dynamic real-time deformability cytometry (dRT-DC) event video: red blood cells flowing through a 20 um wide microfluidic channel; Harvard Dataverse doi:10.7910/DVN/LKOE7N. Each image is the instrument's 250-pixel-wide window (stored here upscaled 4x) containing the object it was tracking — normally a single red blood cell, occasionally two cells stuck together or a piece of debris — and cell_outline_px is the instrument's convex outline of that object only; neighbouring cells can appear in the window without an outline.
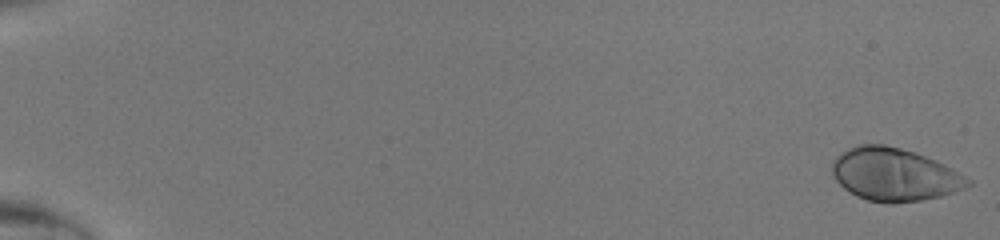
{"species": "human", "species_latin": "Homo sapiens", "temperature_condition": "room temperature", "stored_images_in_passage": 48, "camera_frame_rate_fps": 3000, "um_per_image_px": 0.085, "donor": {"sex": "male"}, "frame": {"image": 1, "passage_image": 1, "time_ms": 0.0, "image_size_px": [1000, 240], "cell_outline_px": [[972, 184], [964, 188], [940, 196], [920, 200], [892, 204], [888, 204], [868, 200], [856, 196], [844, 188], [836, 180], [832, 172], [832, 164], [836, 156], [848, 148], [860, 144], [884, 144], [900, 148], [936, 160], [944, 164], [972, 180]], "centroid_in_image_um": [76.01, 14.84], "position_along_channel_um": 9.0, "area_um2": 41.62}}
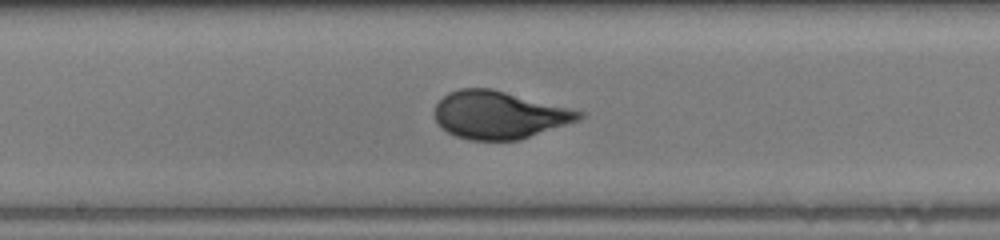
{"frame": {"image": 2, "passage_image": 28, "time_ms": 9.0, "image_size_px": [1000, 240], "cell_outline_px": [[584, 116], [576, 120], [520, 140], [468, 140], [456, 136], [448, 132], [436, 120], [432, 112], [436, 104], [448, 92], [460, 88], [492, 88], [584, 112]], "centroid_in_image_um": [42.36, 9.76], "position_along_channel_um": 205.8, "area_um2": 39.77}}
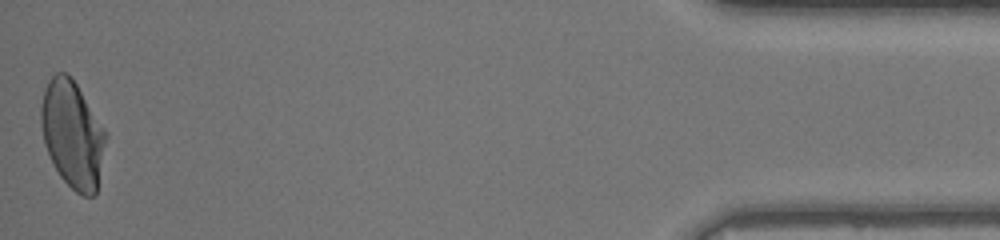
{"frame": {"image": 3, "passage_image": 48, "time_ms": 15.667, "image_size_px": [1000, 240], "cell_outline_px": [[108, 136], [96, 192], [92, 196], [84, 196], [76, 192], [60, 176], [44, 144], [40, 124], [40, 104], [44, 88], [48, 80], [56, 72], [68, 72], [72, 76], [104, 128]], "centroid_in_image_um": [6.15, 11.37], "position_along_channel_um": 429.0, "area_um2": 40.63}}